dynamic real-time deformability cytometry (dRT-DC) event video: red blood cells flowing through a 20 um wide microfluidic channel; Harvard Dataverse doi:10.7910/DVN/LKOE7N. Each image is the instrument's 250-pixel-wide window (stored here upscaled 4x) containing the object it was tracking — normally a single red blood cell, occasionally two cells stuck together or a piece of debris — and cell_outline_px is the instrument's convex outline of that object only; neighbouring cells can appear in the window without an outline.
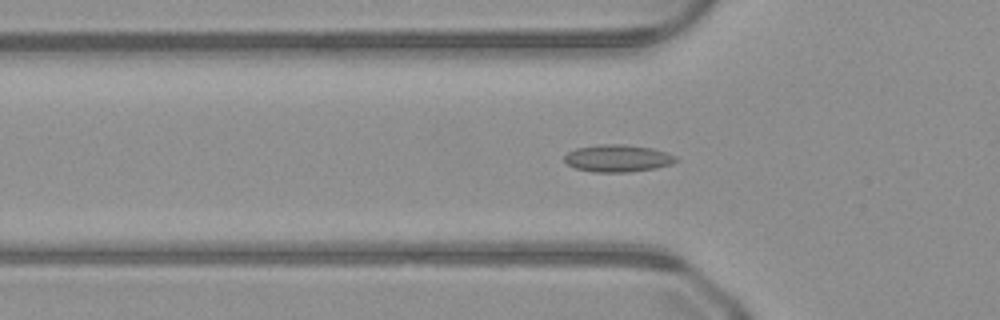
{"species": "common noctule bat (a hibernating species)", "species_latin": "Nyctalus noctula", "temperature_condition": "warm", "stored_images_in_passage": 38, "camera_frame_rate_fps": 3000, "um_per_image_px": 0.085, "animal": {"sex": "male", "body_mass_g": 23.1, "forearm_length_mm": 52.7}, "frame": {"image": 1, "passage_image": 5, "time_ms": 1.333, "image_size_px": [1000, 320], "cell_outline_px": [[676, 160], [672, 164], [656, 168], [628, 172], [592, 172], [576, 168], [568, 164], [564, 160], [564, 156], [568, 152], [576, 148], [600, 144], [624, 144], [652, 148], [676, 156]], "centroid_in_image_um": [52.49, 13.45], "position_along_channel_um": 73.3, "area_um2": 17.63}}
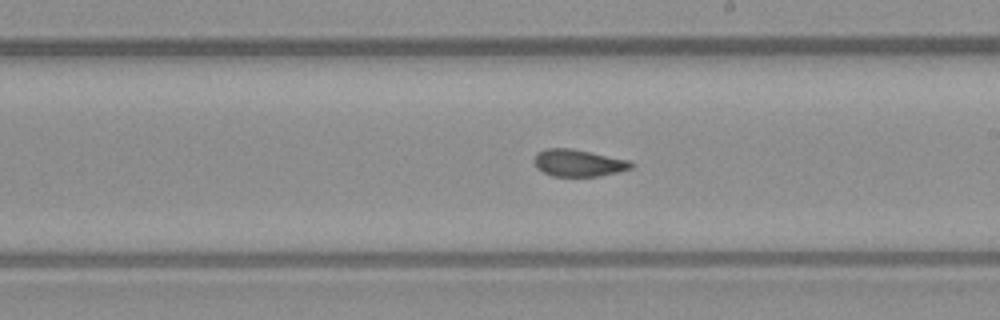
{"frame": {"image": 2, "passage_image": 17, "time_ms": 5.333, "image_size_px": [1000, 320], "cell_outline_px": [[632, 168], [600, 176], [552, 176], [536, 168], [536, 152], [548, 148], [572, 148], [628, 160], [632, 164]], "centroid_in_image_um": [49.15, 13.85], "position_along_channel_um": 239.9, "area_um2": 15.03}}
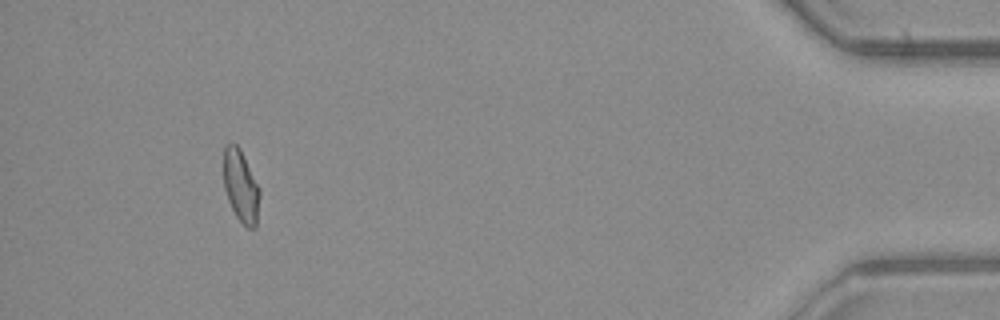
{"frame": {"image": 3, "passage_image": 35, "time_ms": 11.333, "image_size_px": [1000, 320], "cell_outline_px": [[260, 196], [256, 228], [248, 228], [236, 216], [228, 200], [224, 188], [224, 144], [236, 144], [240, 148], [260, 188]], "centroid_in_image_um": [20.48, 15.82], "position_along_channel_um": 414.7, "area_um2": 15.2}}